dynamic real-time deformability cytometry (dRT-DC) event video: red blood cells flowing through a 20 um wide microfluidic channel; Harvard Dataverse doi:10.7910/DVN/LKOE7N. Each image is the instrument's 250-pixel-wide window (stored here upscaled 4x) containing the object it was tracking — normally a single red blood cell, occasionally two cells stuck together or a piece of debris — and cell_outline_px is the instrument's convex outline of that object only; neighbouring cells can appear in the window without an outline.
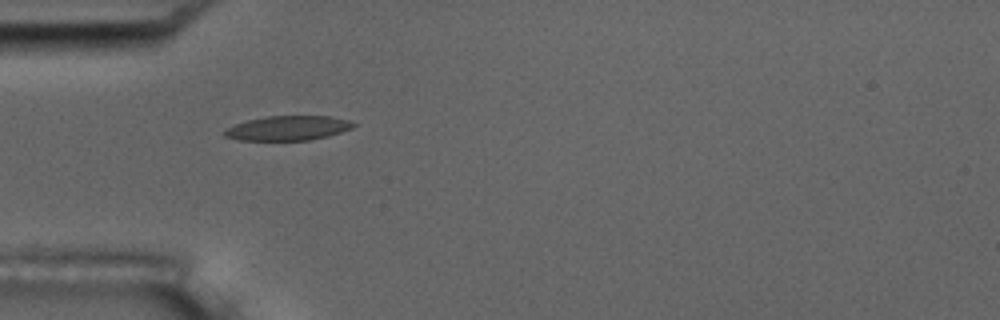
{"species": "common noctule bat (a hibernating species)", "species_latin": "Nyctalus noctula", "temperature_condition": "room temperature", "stored_images_in_passage": 13, "camera_frame_rate_fps": 3000, "um_per_image_px": 0.085, "animal": {"sex": "male", "body_mass_g": 17.5, "forearm_length_mm": 52.3}, "frame": {"image": 1, "passage_image": 3, "time_ms": 2.333, "image_size_px": [1000, 320], "cell_outline_px": [[356, 124], [352, 128], [328, 136], [308, 140], [240, 140], [224, 136], [224, 132], [228, 128], [236, 124], [248, 120], [268, 116], [328, 116], [348, 120]], "centroid_in_image_um": [24.49, 10.89], "position_along_channel_um": 60.5, "area_um2": 18.15}}
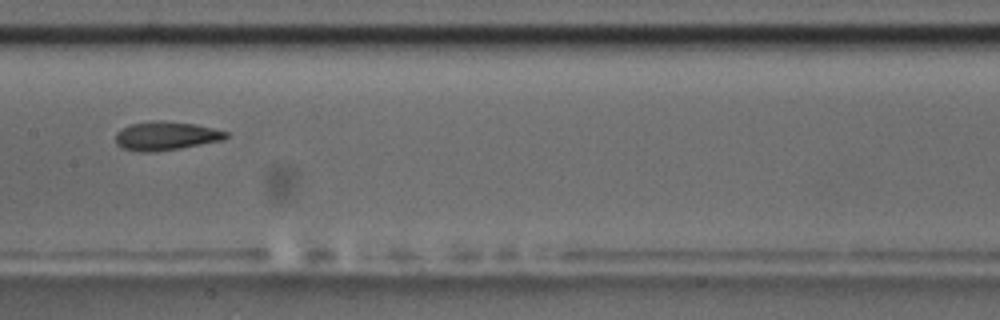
{"frame": {"image": 2, "passage_image": 6, "time_ms": 6.0, "image_size_px": [1000, 320], "cell_outline_px": [[228, 136], [224, 140], [180, 148], [156, 152], [140, 152], [120, 148], [116, 144], [116, 132], [132, 124], [152, 120], [160, 120], [196, 124], [228, 132]], "centroid_in_image_um": [14.09, 11.56], "position_along_channel_um": 193.3, "area_um2": 18.55}, "authors_computed_cell_mechanics": {"area_um2": 18.5538, "velocity_mm_per_s": 3.6891, "shape_relaxation_time_tau1_ms": 2.8628, "shape_relaxation_time_tau2_ms": null, "deformation_change_tau1": 0.1179, "deformation_change_tau2": null}}